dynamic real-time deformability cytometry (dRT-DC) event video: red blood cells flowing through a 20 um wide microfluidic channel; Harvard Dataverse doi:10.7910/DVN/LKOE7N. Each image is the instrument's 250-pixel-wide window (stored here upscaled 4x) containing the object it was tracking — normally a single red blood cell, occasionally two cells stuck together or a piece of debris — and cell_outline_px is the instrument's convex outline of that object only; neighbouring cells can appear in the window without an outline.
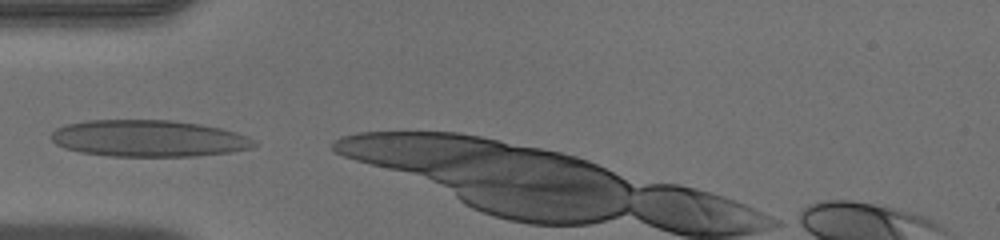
{"species": "human", "species_latin": "Homo sapiens", "temperature_condition": "warm", "stored_images_in_passage": 8, "camera_frame_rate_fps": 3000, "um_per_image_px": 0.085, "donor": {"sex": "male"}, "frame": {"image": 1, "passage_image": 1, "time_ms": 0.0, "image_size_px": [1000, 240], "cell_outline_px": [[256, 144], [252, 148], [228, 152], [196, 156], [112, 156], [80, 152], [64, 148], [56, 144], [52, 140], [52, 132], [56, 128], [68, 124], [88, 120], [172, 120], [200, 124], [220, 128], [236, 132], [248, 136], [256, 140]], "centroid_in_image_um": [12.64, 11.76], "position_along_channel_um": 72.4, "area_um2": 43.35}}
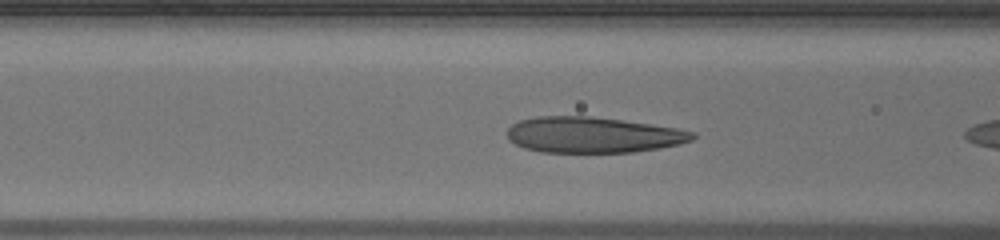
{"frame": {"image": 2, "passage_image": 4, "time_ms": 1.0, "image_size_px": [1000, 240], "cell_outline_px": [[696, 136], [692, 140], [680, 144], [660, 148], [632, 152], [540, 152], [524, 148], [508, 140], [508, 128], [512, 124], [520, 120], [536, 116], [592, 116], [652, 124], [676, 128], [696, 132]], "centroid_in_image_um": [50.4, 11.46], "position_along_channel_um": 116.2, "area_um2": 38.84}}
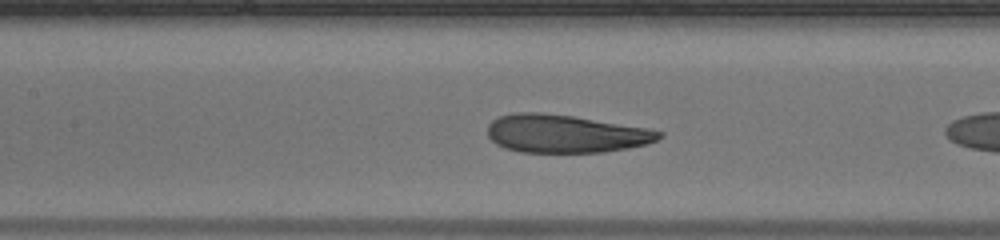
{"frame": {"image": 3, "passage_image": 7, "time_ms": 2.0, "image_size_px": [1000, 240], "cell_outline_px": [[664, 136], [648, 144], [628, 148], [604, 152], [520, 152], [496, 144], [488, 136], [488, 124], [492, 120], [500, 116], [516, 112], [540, 112], [572, 116], [648, 128], [664, 132]], "centroid_in_image_um": [48.08, 11.36], "position_along_channel_um": 159.3, "area_um2": 37.97}}